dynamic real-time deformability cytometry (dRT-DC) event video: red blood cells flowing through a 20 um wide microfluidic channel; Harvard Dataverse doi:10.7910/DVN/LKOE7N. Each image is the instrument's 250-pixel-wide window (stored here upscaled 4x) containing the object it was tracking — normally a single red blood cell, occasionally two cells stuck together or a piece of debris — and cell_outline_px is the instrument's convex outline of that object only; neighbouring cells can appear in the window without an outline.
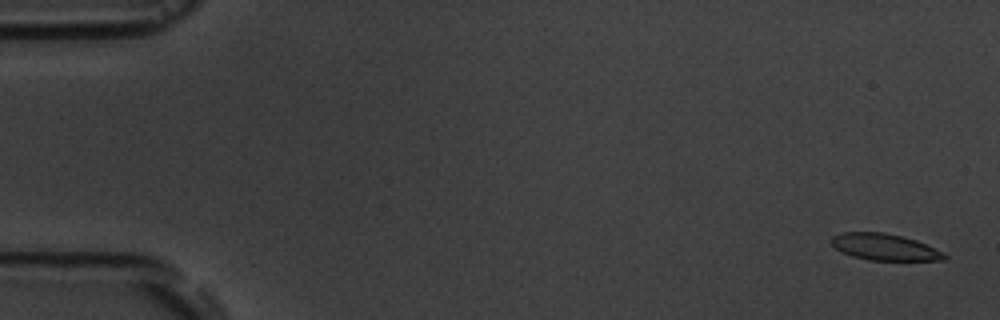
{"species": "common noctule bat (a hibernating species)", "species_latin": "Nyctalus noctula", "temperature_condition": "room temperature", "stored_images_in_passage": 5, "segment_of_instrument_passage": [1, 2], "camera_frame_rate_fps": 3000, "um_per_image_px": 0.085, "animal": {"sex": "male", "body_mass_g": 19.5, "forearm_length_mm": 54.6}, "frame": {"image": 1, "passage_image": 1, "time_ms": 0.0, "image_size_px": [1000, 320], "cell_outline_px": [[948, 256], [944, 260], [868, 260], [852, 256], [836, 248], [832, 244], [832, 236], [840, 232], [884, 232], [916, 240], [944, 252]], "centroid_in_image_um": [75.2, 20.99], "position_along_channel_um": 9.8, "area_um2": 17.34}}
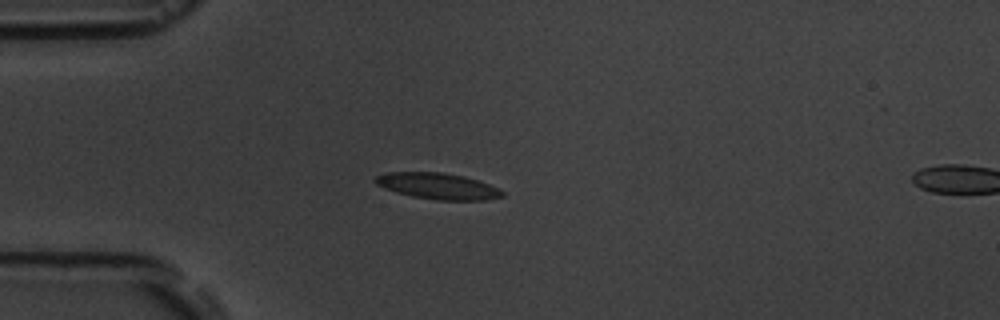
{"frame": {"image": 2, "passage_image": 4, "time_ms": 4.333, "image_size_px": [1000, 320], "cell_outline_px": [[504, 196], [484, 200], [436, 200], [412, 196], [396, 192], [384, 188], [376, 184], [372, 180], [376, 176], [388, 172], [444, 172], [464, 176], [480, 180], [500, 188], [504, 192]], "centroid_in_image_um": [37.24, 15.81], "position_along_channel_um": 47.8, "area_um2": 19.59}}